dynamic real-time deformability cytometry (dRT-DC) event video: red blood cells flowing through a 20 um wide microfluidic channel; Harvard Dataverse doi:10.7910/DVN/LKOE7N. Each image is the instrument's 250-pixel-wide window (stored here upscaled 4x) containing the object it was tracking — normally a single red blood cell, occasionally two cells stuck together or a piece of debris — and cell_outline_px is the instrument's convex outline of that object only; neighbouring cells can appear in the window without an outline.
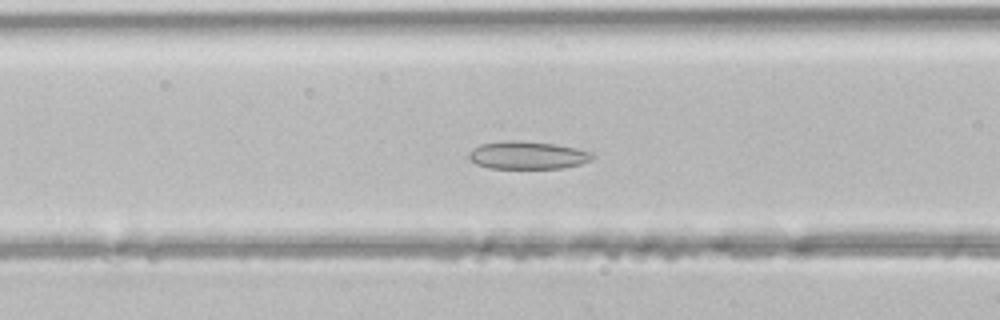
{"species": "common noctule bat (a hibernating species)", "species_latin": "Nyctalus noctula", "temperature_condition": "room temperature", "stored_images_in_passage": 35, "camera_frame_rate_fps": 3000, "um_per_image_px": 0.085, "animal": {"sex": "male", "body_mass_g": 21.5, "forearm_length_mm": 52.0}, "frame": {"image": 1, "passage_image": 14, "time_ms": 4.333, "image_size_px": [1000, 320], "cell_outline_px": [[596, 156], [592, 160], [580, 164], [560, 168], [488, 168], [476, 164], [468, 156], [468, 152], [472, 148], [480, 144], [504, 140], [520, 140], [552, 144], [576, 148], [592, 152]], "centroid_in_image_um": [44.83, 13.19], "position_along_channel_um": 121.8, "area_um2": 20.11}}
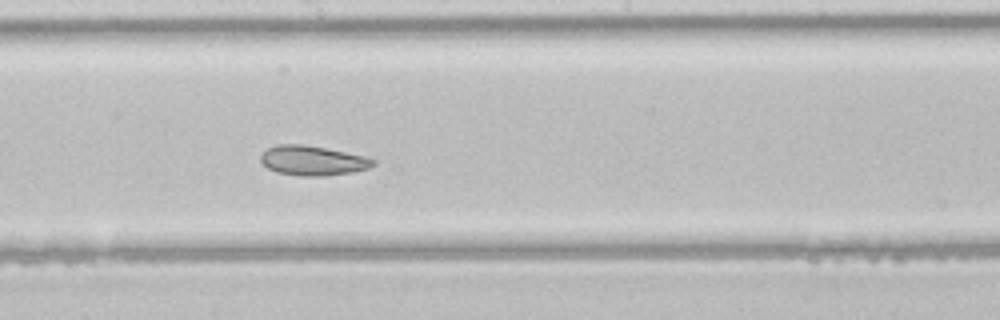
{"frame": {"image": 2, "passage_image": 21, "time_ms": 6.667, "image_size_px": [1000, 320], "cell_outline_px": [[376, 164], [368, 168], [352, 172], [324, 176], [300, 176], [276, 172], [268, 168], [260, 160], [260, 156], [268, 148], [276, 144], [304, 144], [364, 156], [376, 160]], "centroid_in_image_um": [26.57, 13.65], "position_along_channel_um": 221.6, "area_um2": 19.36}}
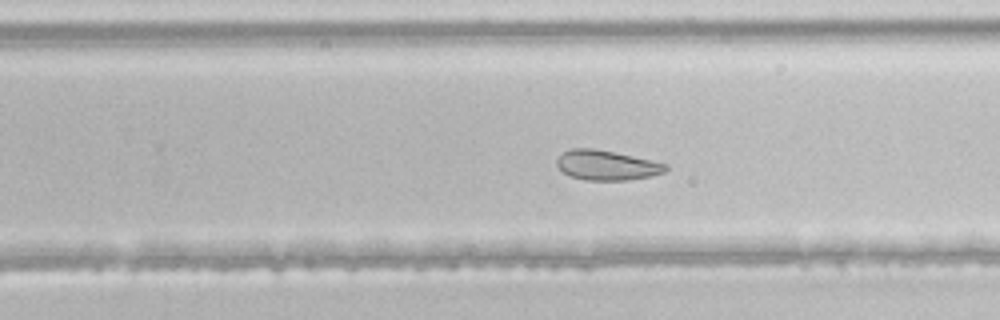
{"frame": {"image": 3, "passage_image": 25, "time_ms": 8.0, "image_size_px": [1000, 320], "cell_outline_px": [[668, 168], [664, 172], [648, 176], [628, 180], [584, 180], [572, 176], [564, 172], [556, 164], [556, 160], [564, 152], [572, 148], [592, 148], [632, 156], [668, 164]], "centroid_in_image_um": [51.56, 14.04], "position_along_channel_um": 278.2, "area_um2": 18.55}}